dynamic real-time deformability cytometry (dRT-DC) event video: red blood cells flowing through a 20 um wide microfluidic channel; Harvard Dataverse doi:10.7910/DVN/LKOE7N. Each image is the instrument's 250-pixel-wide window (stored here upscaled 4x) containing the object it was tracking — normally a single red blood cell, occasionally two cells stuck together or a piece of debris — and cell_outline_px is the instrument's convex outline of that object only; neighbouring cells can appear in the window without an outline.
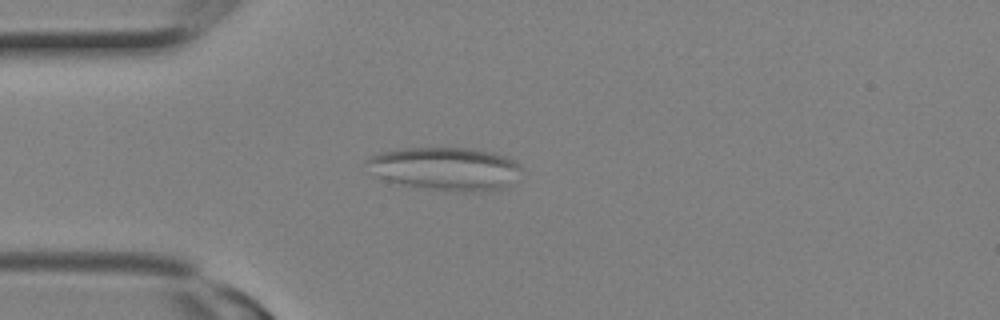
{"species": "Egyptian fruit bat (a non-hibernating species)", "species_latin": "Rousettus aegyptiacus", "temperature_condition": "room temperature", "stored_images_in_passage": 10, "camera_frame_rate_fps": 3000, "um_per_image_px": 0.085, "animal": {"sex": "female"}, "frame": {"image": 1, "passage_image": 6, "time_ms": 1.667, "image_size_px": [1000, 320], "cell_outline_px": [[524, 168], [504, 188], [468, 192], [444, 192], [400, 184], [376, 176], [364, 160], [372, 156], [384, 152], [400, 148], [476, 148], [508, 156], [516, 160]], "centroid_in_image_um": [37.9, 14.34], "position_along_channel_um": 47.1, "area_um2": 39.13}}